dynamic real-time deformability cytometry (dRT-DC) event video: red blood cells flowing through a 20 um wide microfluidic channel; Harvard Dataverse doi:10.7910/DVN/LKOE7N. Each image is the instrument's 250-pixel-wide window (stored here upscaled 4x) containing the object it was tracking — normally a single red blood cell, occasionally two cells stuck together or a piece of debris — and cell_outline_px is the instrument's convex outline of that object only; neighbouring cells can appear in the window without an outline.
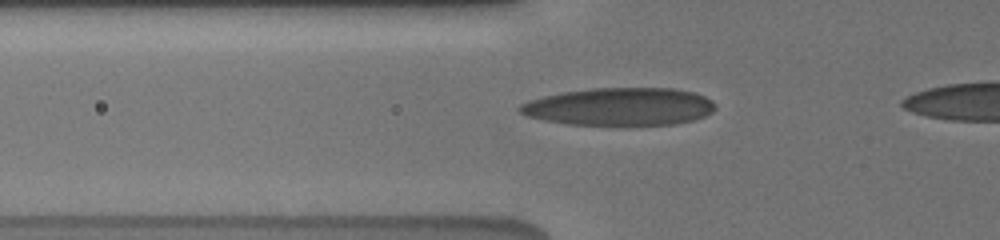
{"species": "human", "species_latin": "Homo sapiens", "temperature_condition": "cold", "stored_images_in_passage": 27, "camera_frame_rate_fps": 3000, "um_per_image_px": 0.085, "donor": {"sex": "male"}, "frame": {"image": 1, "passage_image": 16, "time_ms": 4.333, "image_size_px": [1000, 240], "cell_outline_px": [[716, 108], [712, 112], [704, 116], [692, 120], [676, 124], [564, 124], [544, 120], [528, 116], [520, 112], [516, 108], [520, 104], [528, 100], [544, 96], [564, 92], [592, 88], [672, 88], [692, 92], [704, 96], [712, 100], [716, 104]], "centroid_in_image_um": [52.66, 9.05], "position_along_channel_um": 73.1, "area_um2": 42.77}}
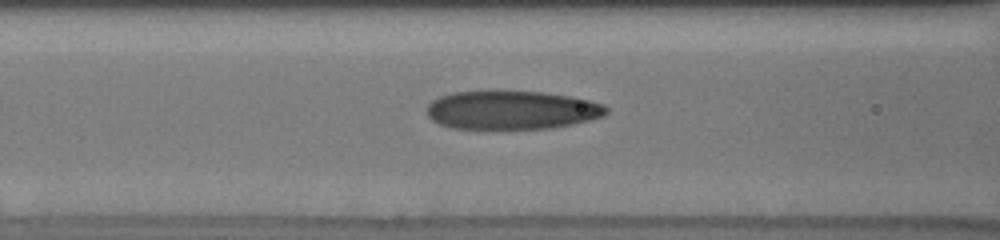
{"frame": {"image": 2, "passage_image": 24, "time_ms": 5.667, "image_size_px": [1000, 240], "cell_outline_px": [[608, 112], [604, 116], [572, 124], [548, 128], [452, 128], [440, 124], [432, 120], [428, 116], [428, 104], [432, 100], [440, 96], [452, 92], [540, 92], [568, 96], [588, 100], [604, 104], [608, 108]], "centroid_in_image_um": [43.5, 9.36], "position_along_channel_um": 123.1, "area_um2": 39.77}}